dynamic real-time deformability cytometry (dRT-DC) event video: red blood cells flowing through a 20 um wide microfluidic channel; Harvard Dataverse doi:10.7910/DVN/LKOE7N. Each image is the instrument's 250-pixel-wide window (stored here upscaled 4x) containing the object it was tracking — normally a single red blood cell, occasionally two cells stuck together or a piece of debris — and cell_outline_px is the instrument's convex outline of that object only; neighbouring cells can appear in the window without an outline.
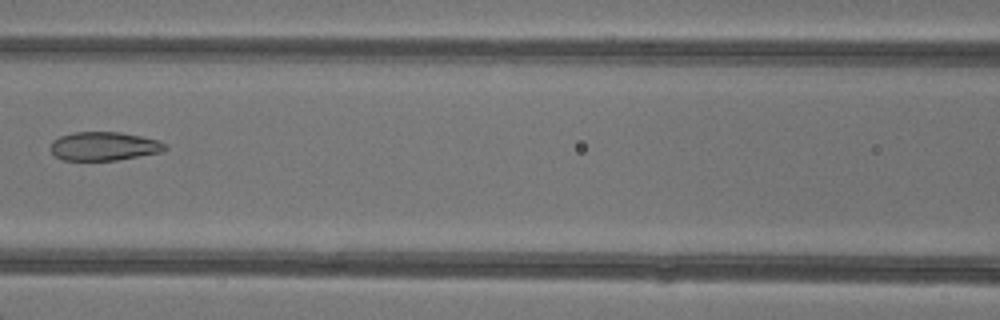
{"species": "common noctule bat (a hibernating species)", "species_latin": "Nyctalus noctula", "temperature_condition": "warm", "stored_images_in_passage": 9, "segment_of_instrument_passage": [1, 2], "camera_frame_rate_fps": 3000, "um_per_image_px": 0.085, "animal": {"sex": "female"}, "frame": {"image": 1, "passage_image": 7, "time_ms": 7.0, "image_size_px": [1000, 320], "cell_outline_px": [[168, 148], [160, 152], [116, 160], [64, 160], [56, 156], [52, 152], [52, 140], [60, 136], [72, 132], [120, 132], [160, 140], [168, 144]], "centroid_in_image_um": [8.87, 12.42], "position_along_channel_um": 157.7, "area_um2": 19.07}}
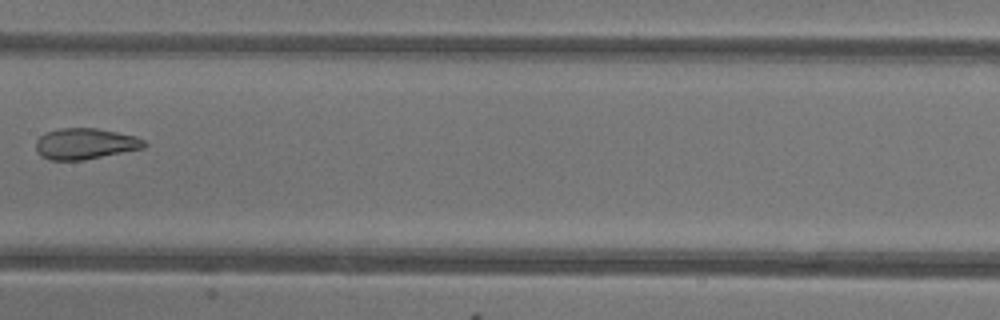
{"frame": {"image": 2, "passage_image": 8, "time_ms": 8.0, "image_size_px": [1000, 320], "cell_outline_px": [[148, 144], [144, 148], [84, 160], [52, 160], [40, 156], [36, 152], [36, 140], [40, 136], [48, 132], [60, 128], [96, 128], [136, 136], [144, 140]], "centroid_in_image_um": [7.24, 12.22], "position_along_channel_um": 200.2, "area_um2": 19.59}}